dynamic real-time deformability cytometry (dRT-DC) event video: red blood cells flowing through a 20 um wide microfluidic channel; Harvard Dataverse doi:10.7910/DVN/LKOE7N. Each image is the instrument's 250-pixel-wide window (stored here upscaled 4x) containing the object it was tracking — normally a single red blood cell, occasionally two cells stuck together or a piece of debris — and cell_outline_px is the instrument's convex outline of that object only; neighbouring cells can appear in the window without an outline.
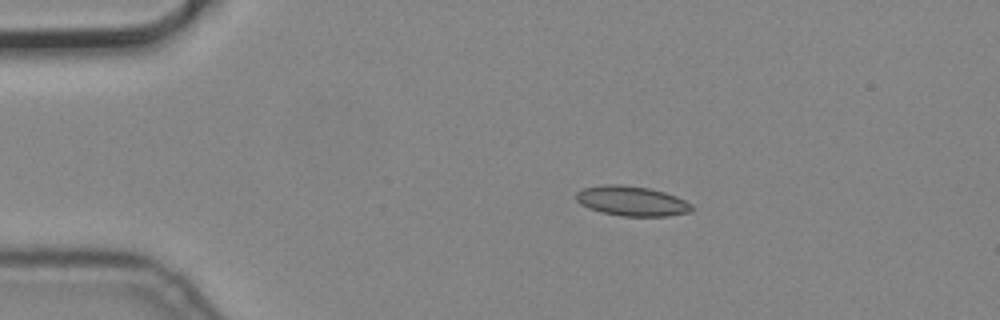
{"species": "common noctule bat (a hibernating species)", "species_latin": "Nyctalus noctula", "temperature_condition": "cold", "stored_images_in_passage": 7, "camera_frame_rate_fps": 3000, "um_per_image_px": 0.085, "animal": {"sex": "male", "body_mass_g": 19.2, "forearm_length_mm": 51.8}, "frame": {"image": 1, "passage_image": 4, "time_ms": 1.0, "image_size_px": [1000, 320], "cell_outline_px": [[696, 208], [692, 212], [668, 216], [620, 216], [600, 212], [588, 208], [580, 204], [576, 200], [576, 192], [584, 188], [604, 184], [620, 184], [648, 188], [664, 192], [676, 196], [692, 204]], "centroid_in_image_um": [53.72, 17.09], "position_along_channel_um": 31.3, "area_um2": 20.35}}
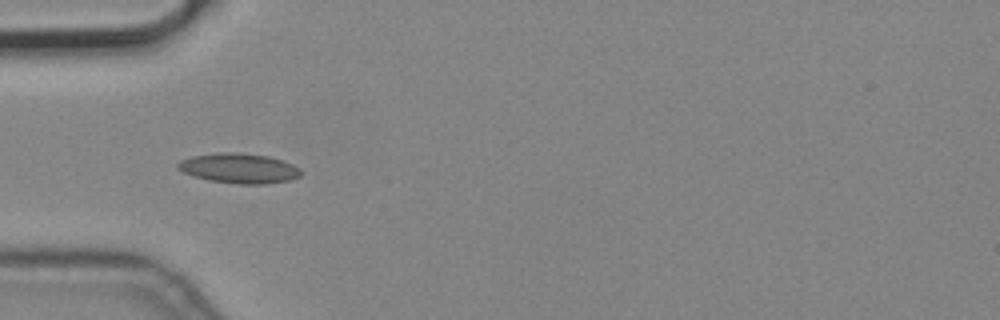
{"frame": {"image": 2, "passage_image": 6, "time_ms": 1.667, "image_size_px": [1000, 320], "cell_outline_px": [[300, 176], [288, 180], [268, 184], [236, 184], [208, 180], [192, 176], [176, 168], [176, 164], [180, 160], [192, 156], [224, 152], [236, 152], [268, 156], [284, 160], [300, 168]], "centroid_in_image_um": [20.3, 14.31], "position_along_channel_um": 64.7, "area_um2": 21.56}}
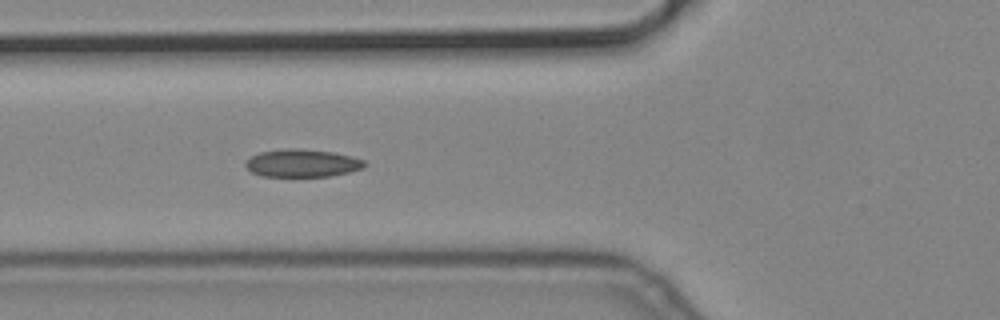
{"frame": {"image": 3, "passage_image": 7, "time_ms": 2.0, "image_size_px": [1000, 320], "cell_outline_px": [[368, 164], [364, 168], [348, 172], [328, 176], [260, 176], [252, 172], [244, 164], [252, 156], [260, 152], [288, 148], [296, 148], [332, 152], [352, 156], [364, 160]], "centroid_in_image_um": [25.72, 13.86], "position_along_channel_um": 100.1, "area_um2": 19.13}}